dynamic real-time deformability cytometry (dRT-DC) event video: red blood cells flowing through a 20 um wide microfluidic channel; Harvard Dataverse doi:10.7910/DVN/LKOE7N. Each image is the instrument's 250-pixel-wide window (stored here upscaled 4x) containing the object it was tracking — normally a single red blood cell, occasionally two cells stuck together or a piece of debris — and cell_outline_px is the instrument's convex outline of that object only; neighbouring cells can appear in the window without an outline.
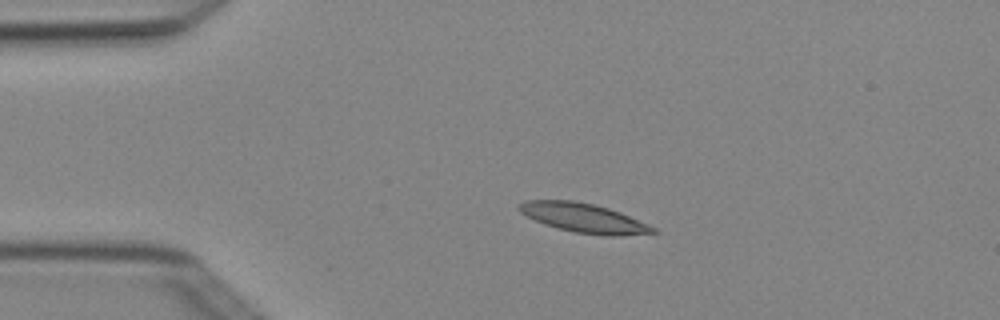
{"species": "Egyptian fruit bat (a non-hibernating species)", "species_latin": "Rousettus aegyptiacus", "temperature_condition": "cold", "stored_images_in_passage": 4, "camera_frame_rate_fps": 3000, "um_per_image_px": 0.085, "animal": {"sex": "female"}, "frame": {"image": 1, "passage_image": 3, "time_ms": 0.667, "image_size_px": [1000, 320], "cell_outline_px": [[660, 232], [620, 236], [604, 236], [572, 232], [556, 228], [544, 224], [520, 212], [516, 208], [516, 204], [524, 200], [576, 200], [608, 208], [620, 212], [648, 224], [656, 228]], "centroid_in_image_um": [49.6, 18.53], "position_along_channel_um": 35.4, "area_um2": 23.06}}